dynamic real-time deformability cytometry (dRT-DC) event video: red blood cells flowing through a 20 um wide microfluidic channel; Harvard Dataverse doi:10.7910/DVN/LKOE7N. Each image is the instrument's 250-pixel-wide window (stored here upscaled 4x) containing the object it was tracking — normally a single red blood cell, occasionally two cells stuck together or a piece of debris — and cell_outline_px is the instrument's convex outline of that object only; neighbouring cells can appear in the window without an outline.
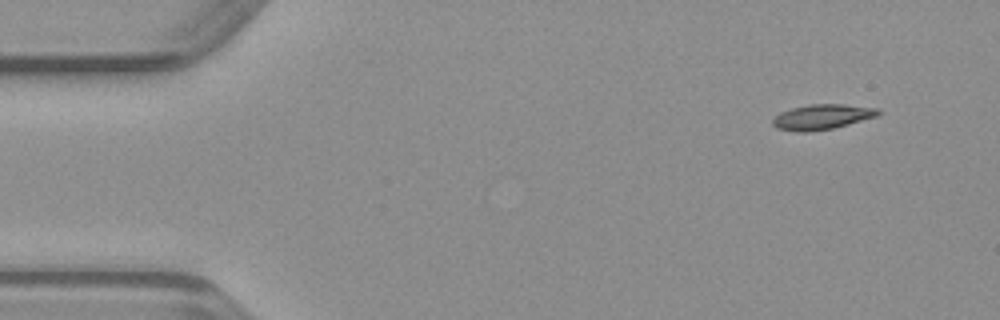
{"species": "common noctule bat (a hibernating species)", "species_latin": "Nyctalus noctula", "temperature_condition": "warm", "stored_images_in_passage": 46, "camera_frame_rate_fps": 3000, "um_per_image_px": 0.085, "animal": {"sex": "male", "body_mass_g": 23.1, "forearm_length_mm": 52.7}, "frame": {"image": 1, "passage_image": 1, "time_ms": 0.0, "image_size_px": [1000, 320], "cell_outline_px": [[884, 112], [876, 116], [848, 124], [832, 128], [808, 132], [796, 132], [776, 128], [772, 124], [772, 120], [780, 112], [792, 108], [808, 104], [844, 104], [880, 108]], "centroid_in_image_um": [69.89, 9.93], "position_along_channel_um": 15.1, "area_um2": 15.55}}
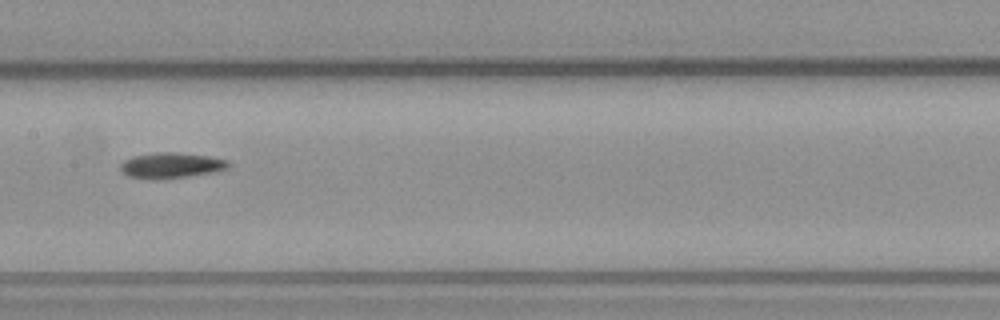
{"frame": {"image": 2, "passage_image": 21, "time_ms": 6.667, "image_size_px": [1000, 320], "cell_outline_px": [[228, 168], [216, 172], [188, 176], [152, 180], [128, 176], [120, 172], [120, 164], [124, 160], [132, 156], [156, 152], [176, 152], [208, 156], [228, 160]], "centroid_in_image_um": [14.5, 14.06], "position_along_channel_um": 192.9, "area_um2": 16.24}}
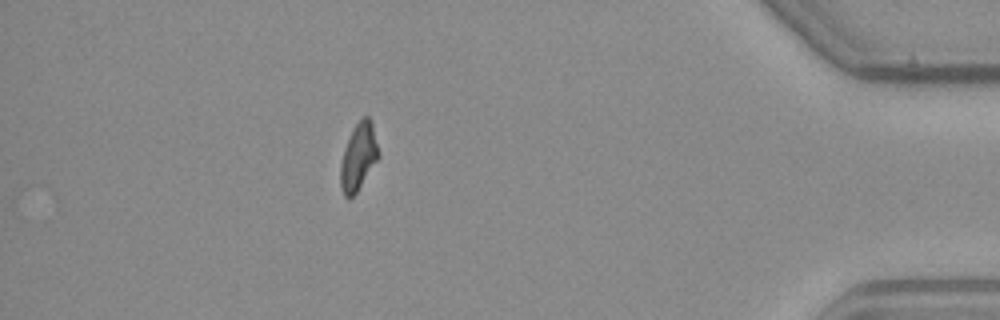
{"frame": {"image": 3, "passage_image": 40, "time_ms": 13.0, "image_size_px": [1000, 320], "cell_outline_px": [[380, 156], [356, 192], [348, 200], [344, 196], [340, 188], [340, 164], [344, 148], [352, 128], [364, 116], [368, 116], [372, 120]], "centroid_in_image_um": [30.46, 13.32], "position_along_channel_um": 404.7, "area_um2": 14.97}}